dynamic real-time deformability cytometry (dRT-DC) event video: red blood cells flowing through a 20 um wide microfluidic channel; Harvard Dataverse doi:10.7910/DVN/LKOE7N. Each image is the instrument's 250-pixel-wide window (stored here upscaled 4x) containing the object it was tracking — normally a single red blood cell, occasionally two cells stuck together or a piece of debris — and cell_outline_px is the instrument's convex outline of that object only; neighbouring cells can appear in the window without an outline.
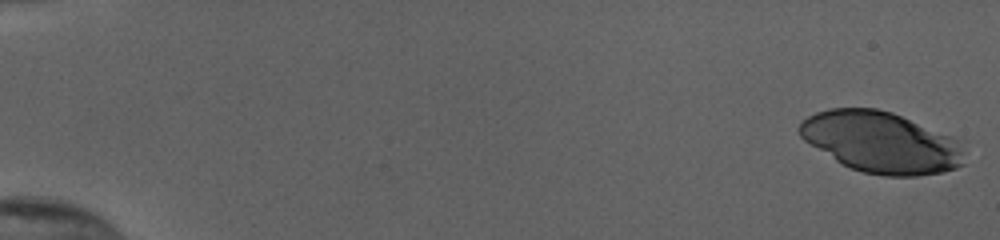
{"species": "human", "species_latin": "Homo sapiens", "temperature_condition": "cold", "stored_images_in_passage": 22, "camera_frame_rate_fps": 3000, "um_per_image_px": 0.085, "donor": {"sex": "female"}, "frame": {"image": 1, "passage_image": 1, "time_ms": 0.0, "image_size_px": [1000, 240], "cell_outline_px": [[964, 164], [956, 168], [944, 172], [916, 176], [884, 176], [864, 172], [852, 168], [836, 160], [804, 140], [800, 136], [800, 124], [808, 116], [816, 112], [828, 108], [876, 108], [892, 112], [952, 136], [960, 140]], "centroid_in_image_um": [74.93, 12.09], "position_along_channel_um": 10.1, "area_um2": 58.38}}